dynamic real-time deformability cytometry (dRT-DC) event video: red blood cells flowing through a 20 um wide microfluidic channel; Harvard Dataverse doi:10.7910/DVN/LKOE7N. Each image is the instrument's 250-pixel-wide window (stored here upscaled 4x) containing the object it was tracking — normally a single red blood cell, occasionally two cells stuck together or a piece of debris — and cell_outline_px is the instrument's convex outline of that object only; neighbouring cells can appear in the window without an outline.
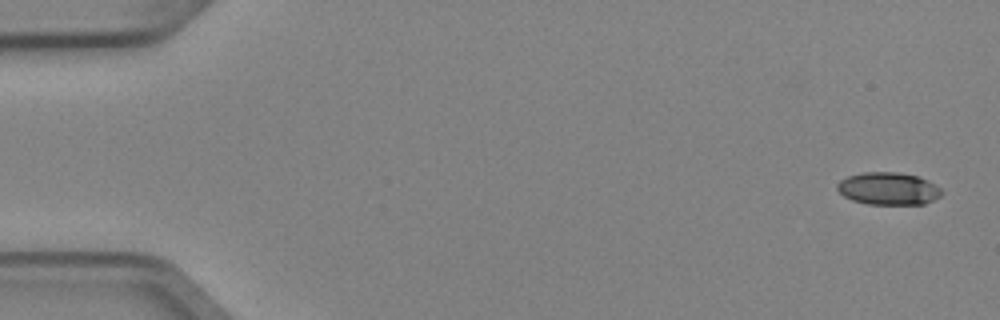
{"species": "Egyptian fruit bat (a non-hibernating species)", "species_latin": "Rousettus aegyptiacus", "temperature_condition": "cold", "stored_images_in_passage": 4, "camera_frame_rate_fps": 3000, "um_per_image_px": 0.085, "animal": {"sex": "female"}, "frame": {"image": 1, "passage_image": 1, "time_ms": 0.0, "image_size_px": [1000, 320], "cell_outline_px": [[940, 196], [924, 204], [868, 204], [852, 200], [844, 196], [836, 188], [836, 184], [840, 180], [848, 176], [864, 172], [896, 172], [916, 176], [928, 180], [940, 188]], "centroid_in_image_um": [75.47, 16.03], "position_along_channel_um": 9.5, "area_um2": 19.59}}
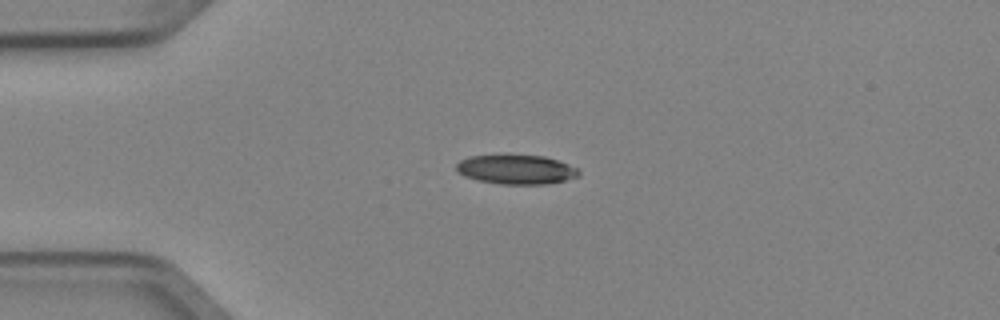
{"frame": {"image": 2, "passage_image": 4, "time_ms": 1.0, "image_size_px": [1000, 320], "cell_outline_px": [[580, 176], [564, 180], [544, 184], [500, 184], [480, 180], [464, 176], [456, 172], [456, 164], [460, 160], [468, 156], [544, 156], [568, 164], [576, 168], [580, 172]], "centroid_in_image_um": [43.86, 14.42], "position_along_channel_um": 41.1, "area_um2": 20.58}}